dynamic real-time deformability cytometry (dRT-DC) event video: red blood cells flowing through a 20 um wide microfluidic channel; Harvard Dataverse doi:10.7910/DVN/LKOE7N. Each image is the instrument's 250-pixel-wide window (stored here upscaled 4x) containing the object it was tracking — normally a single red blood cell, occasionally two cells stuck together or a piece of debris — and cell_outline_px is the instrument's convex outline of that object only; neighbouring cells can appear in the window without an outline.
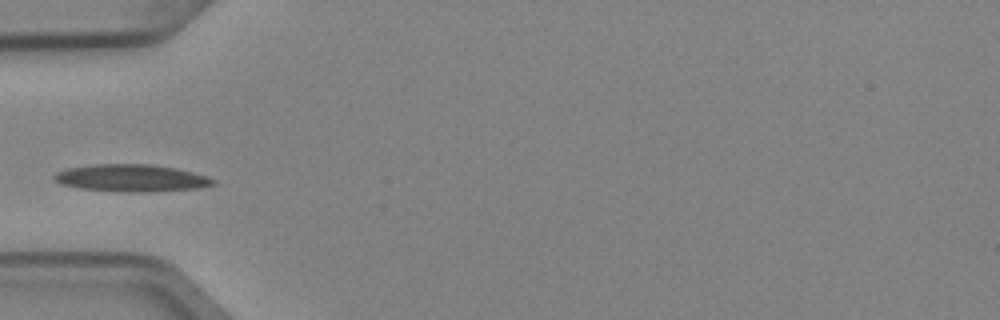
{"species": "Egyptian fruit bat (a non-hibernating species)", "species_latin": "Rousettus aegyptiacus", "temperature_condition": "cold", "stored_images_in_passage": 3, "camera_frame_rate_fps": 3000, "um_per_image_px": 0.085, "animal": {"sex": "female"}, "frame": {"image": 1, "passage_image": 3, "time_ms": 0.667, "image_size_px": [1000, 320], "cell_outline_px": [[216, 184], [200, 188], [148, 192], [128, 192], [76, 188], [60, 184], [52, 176], [56, 172], [68, 168], [92, 164], [148, 164], [176, 168], [208, 176], [216, 180]], "centroid_in_image_um": [11.17, 15.14], "position_along_channel_um": 73.8, "area_um2": 25.37}}